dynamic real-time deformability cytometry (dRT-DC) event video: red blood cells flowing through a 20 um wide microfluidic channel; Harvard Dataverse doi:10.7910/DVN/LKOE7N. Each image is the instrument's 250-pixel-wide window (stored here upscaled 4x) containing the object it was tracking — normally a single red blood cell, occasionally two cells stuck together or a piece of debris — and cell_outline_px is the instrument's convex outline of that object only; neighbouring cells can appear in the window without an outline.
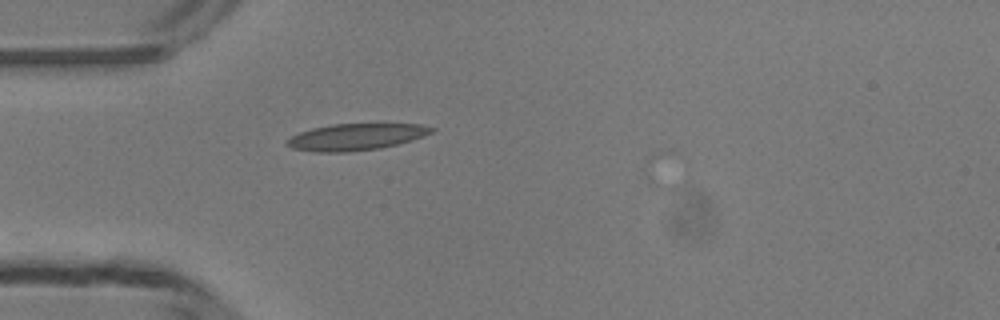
{"species": "common noctule bat (a hibernating species)", "species_latin": "Nyctalus noctula", "temperature_condition": "room temperature", "stored_images_in_passage": 5, "camera_frame_rate_fps": 3000, "um_per_image_px": 0.085, "animal": {"sex": "male", "body_mass_g": 13.3}, "frame": {"image": 1, "passage_image": 1, "time_ms": 0.0, "image_size_px": [1000, 320], "cell_outline_px": [[436, 132], [412, 140], [380, 148], [348, 152], [316, 152], [292, 148], [284, 144], [292, 136], [300, 132], [312, 128], [332, 124], [420, 124], [436, 128]], "centroid_in_image_um": [30.29, 11.63], "position_along_channel_um": 54.7, "area_um2": 22.43}}
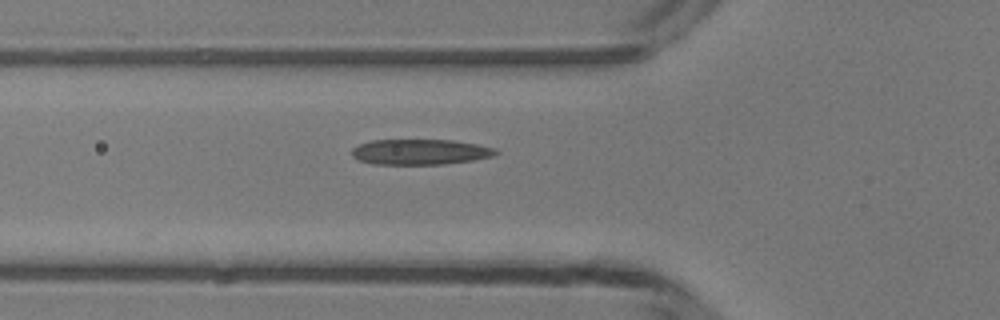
{"frame": {"image": 2, "passage_image": 4, "time_ms": 1.0, "image_size_px": [1000, 320], "cell_outline_px": [[500, 152], [496, 156], [472, 160], [444, 164], [372, 164], [356, 160], [352, 156], [352, 148], [360, 144], [372, 140], [452, 140], [476, 144], [496, 148]], "centroid_in_image_um": [35.72, 12.92], "position_along_channel_um": 90.1, "area_um2": 21.5}}